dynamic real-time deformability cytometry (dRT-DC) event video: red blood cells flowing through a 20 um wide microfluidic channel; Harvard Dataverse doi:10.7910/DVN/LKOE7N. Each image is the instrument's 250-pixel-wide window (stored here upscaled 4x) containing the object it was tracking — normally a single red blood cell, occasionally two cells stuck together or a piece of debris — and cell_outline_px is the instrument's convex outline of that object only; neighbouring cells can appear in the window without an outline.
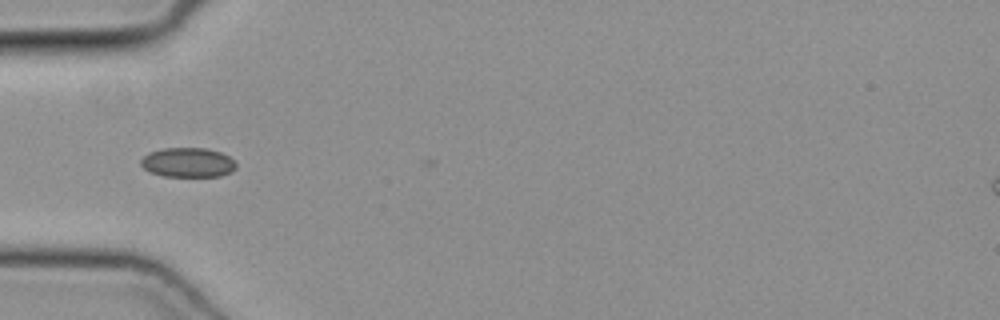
{"species": "common noctule bat (a hibernating species)", "species_latin": "Nyctalus noctula", "temperature_condition": "cold", "stored_images_in_passage": 2, "camera_frame_rate_fps": 3000, "um_per_image_px": 0.085, "animal": {"sex": "female", "body_mass_g": 19.3, "forearm_length_mm": 54.1}, "frame": {"image": 1, "passage_image": 1, "time_ms": 0.0, "image_size_px": [1000, 320], "cell_outline_px": [[236, 168], [232, 172], [220, 176], [164, 176], [148, 172], [140, 164], [140, 160], [148, 152], [164, 148], [208, 148], [220, 152], [236, 160]], "centroid_in_image_um": [15.98, 13.81], "position_along_channel_um": 69.0, "area_um2": 16.59}}